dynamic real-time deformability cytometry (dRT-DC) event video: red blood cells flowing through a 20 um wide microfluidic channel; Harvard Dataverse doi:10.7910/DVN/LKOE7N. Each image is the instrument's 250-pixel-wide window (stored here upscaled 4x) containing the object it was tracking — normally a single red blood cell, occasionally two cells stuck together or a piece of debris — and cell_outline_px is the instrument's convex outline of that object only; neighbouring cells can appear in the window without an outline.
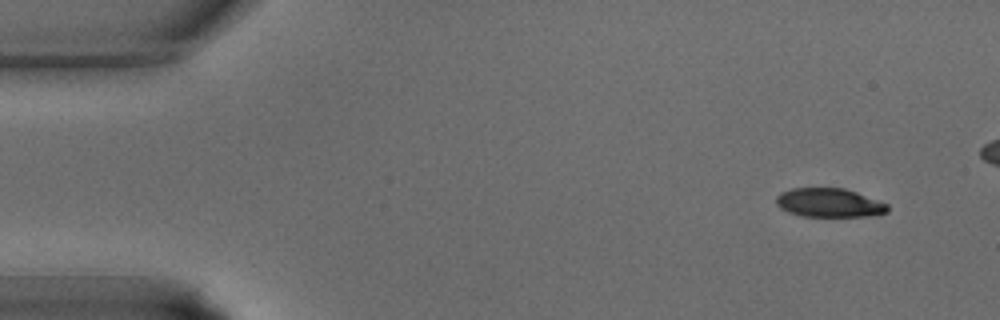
{"species": "common noctule bat (a hibernating species)", "species_latin": "Nyctalus noctula", "temperature_condition": "warm", "stored_images_in_passage": 33, "camera_frame_rate_fps": 3000, "um_per_image_px": 0.085, "animal": {"sex": "male", "body_mass_g": 15.6}, "frame": {"image": 1, "passage_image": 1, "time_ms": 0.0, "image_size_px": [1000, 320], "cell_outline_px": [[888, 212], [876, 216], [800, 216], [788, 212], [780, 208], [776, 204], [776, 196], [780, 192], [792, 188], [844, 188], [856, 192], [888, 204]], "centroid_in_image_um": [70.47, 17.24], "position_along_channel_um": 14.5, "area_um2": 18.84}}
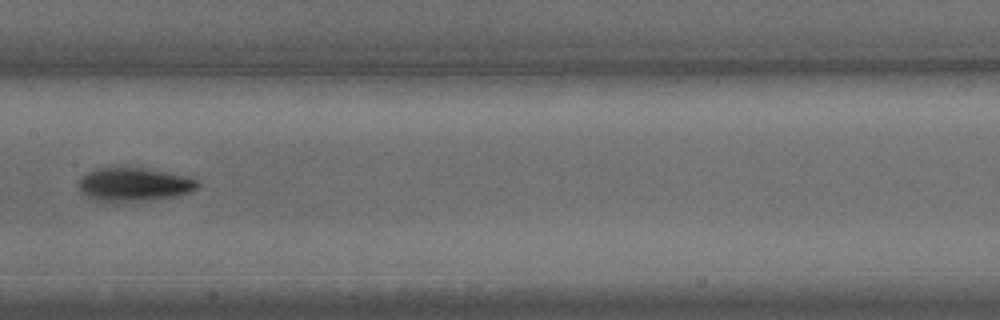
{"frame": {"image": 2, "passage_image": 17, "time_ms": 5.333, "image_size_px": [1000, 320], "cell_outline_px": [[200, 184], [192, 192], [176, 196], [136, 200], [96, 200], [80, 192], [76, 184], [80, 176], [96, 168], [144, 168], [192, 176], [200, 180]], "centroid_in_image_um": [11.42, 15.64], "position_along_channel_um": 196.0, "area_um2": 23.12}}
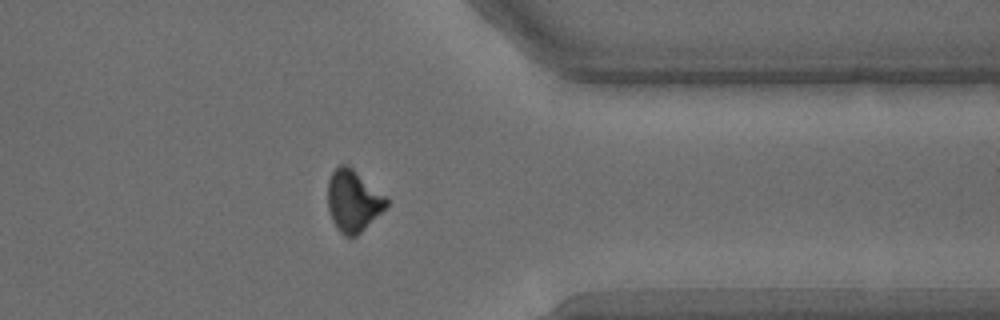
{"frame": {"image": 3, "passage_image": 28, "time_ms": 9.0, "image_size_px": [1000, 320], "cell_outline_px": [[388, 204], [356, 236], [344, 236], [340, 232], [332, 220], [328, 208], [328, 180], [332, 172], [340, 164], [348, 164], [384, 196], [388, 200]], "centroid_in_image_um": [29.97, 17.05], "position_along_channel_um": 381.4, "area_um2": 20.52}}